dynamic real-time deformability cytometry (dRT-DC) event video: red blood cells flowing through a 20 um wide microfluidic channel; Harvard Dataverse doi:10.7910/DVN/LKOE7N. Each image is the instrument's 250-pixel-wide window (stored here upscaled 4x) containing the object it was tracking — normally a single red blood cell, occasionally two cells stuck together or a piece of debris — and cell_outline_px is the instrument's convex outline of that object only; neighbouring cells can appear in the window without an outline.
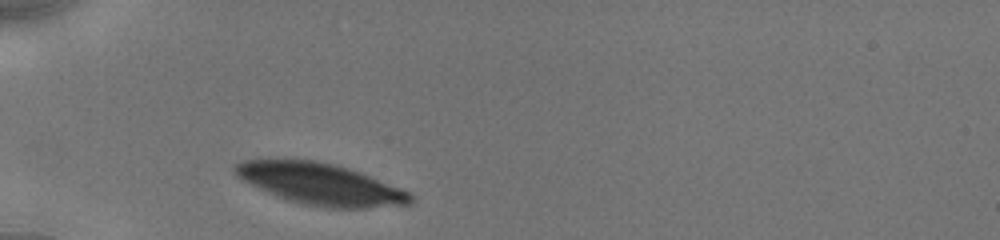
{"species": "human", "species_latin": "Homo sapiens", "temperature_condition": "cold", "stored_images_in_passage": 4, "camera_frame_rate_fps": 3000, "um_per_image_px": 0.085, "donor": {"sex": "male"}, "frame": {"image": 1, "passage_image": 1, "time_ms": 0.0, "image_size_px": [1000, 240], "cell_outline_px": [[416, 196], [412, 204], [368, 208], [328, 208], [304, 204], [288, 200], [268, 192], [240, 180], [236, 176], [232, 168], [236, 164], [244, 160], [312, 160], [332, 164], [348, 168], [360, 172], [412, 192]], "centroid_in_image_um": [27.29, 15.66], "position_along_channel_um": 57.7, "area_um2": 42.43}}
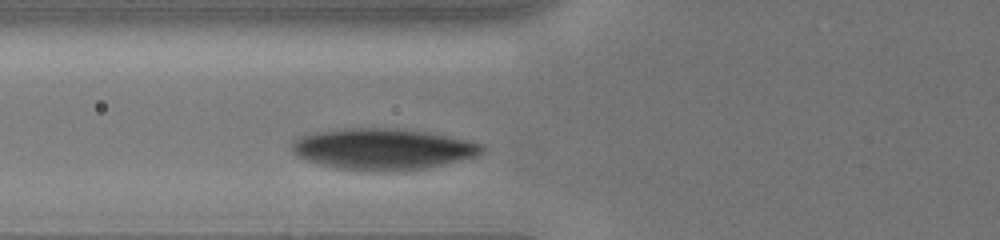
{"frame": {"image": 2, "passage_image": 4, "time_ms": 1.333, "image_size_px": [1000, 240], "cell_outline_px": [[484, 152], [480, 156], [428, 168], [336, 168], [304, 160], [296, 156], [292, 152], [292, 140], [300, 136], [316, 132], [344, 128], [392, 128], [424, 132], [472, 140], [484, 144]], "centroid_in_image_um": [32.57, 12.63], "position_along_channel_um": 93.2, "area_um2": 44.8}}